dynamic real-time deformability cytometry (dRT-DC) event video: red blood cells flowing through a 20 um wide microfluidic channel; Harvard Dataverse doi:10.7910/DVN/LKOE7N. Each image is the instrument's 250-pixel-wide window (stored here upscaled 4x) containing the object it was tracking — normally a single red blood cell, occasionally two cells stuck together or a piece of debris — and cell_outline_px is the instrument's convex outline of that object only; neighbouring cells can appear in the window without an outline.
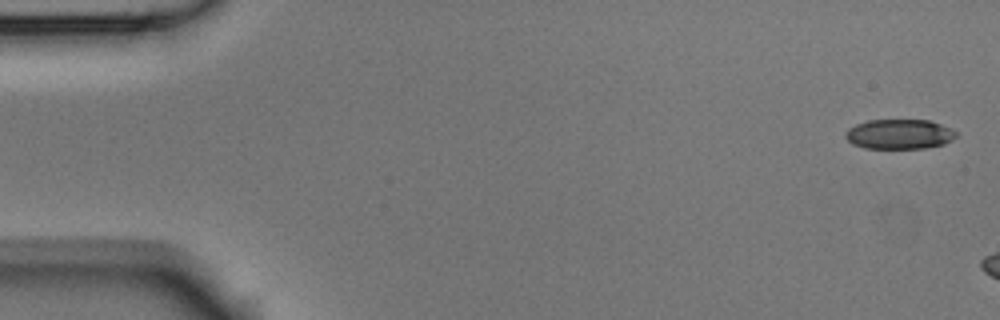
{"species": "Egyptian fruit bat (a non-hibernating species)", "species_latin": "Rousettus aegyptiacus", "temperature_condition": "room temperature", "stored_images_in_passage": 4, "camera_frame_rate_fps": 3000, "um_per_image_px": 0.085, "animal": {"sex": "male"}, "frame": {"image": 1, "passage_image": 1, "time_ms": 0.0, "image_size_px": [1000, 320], "cell_outline_px": [[956, 136], [952, 140], [944, 144], [924, 148], [864, 148], [852, 144], [844, 136], [844, 132], [848, 128], [856, 124], [868, 120], [928, 120], [940, 124], [956, 132]], "centroid_in_image_um": [76.39, 11.4], "position_along_channel_um": 8.6, "area_um2": 19.19}}
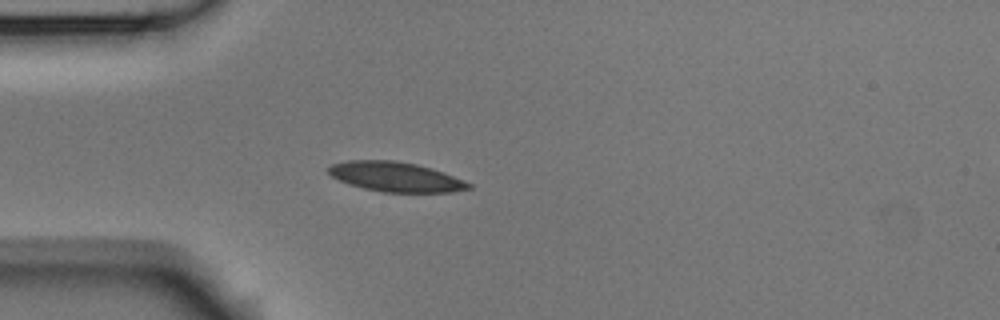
{"frame": {"image": 2, "passage_image": 4, "time_ms": 1.0, "image_size_px": [1000, 320], "cell_outline_px": [[472, 188], [452, 192], [384, 192], [364, 188], [348, 184], [332, 176], [328, 172], [328, 168], [332, 164], [348, 160], [396, 160], [416, 164], [432, 168], [444, 172], [464, 180], [472, 184]], "centroid_in_image_um": [33.66, 15.02], "position_along_channel_um": 51.3, "area_um2": 24.28}}